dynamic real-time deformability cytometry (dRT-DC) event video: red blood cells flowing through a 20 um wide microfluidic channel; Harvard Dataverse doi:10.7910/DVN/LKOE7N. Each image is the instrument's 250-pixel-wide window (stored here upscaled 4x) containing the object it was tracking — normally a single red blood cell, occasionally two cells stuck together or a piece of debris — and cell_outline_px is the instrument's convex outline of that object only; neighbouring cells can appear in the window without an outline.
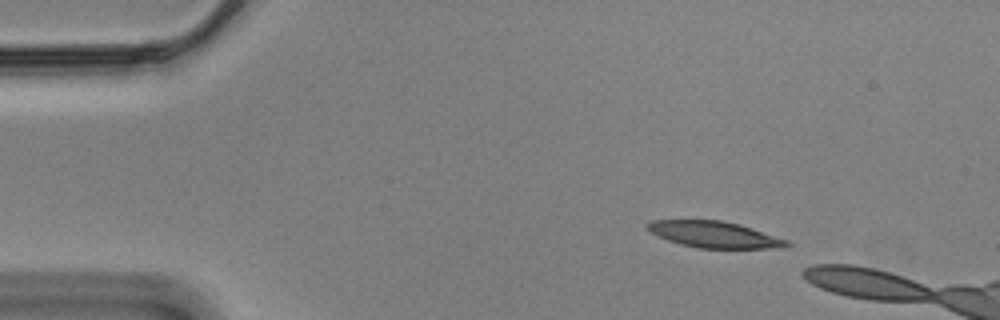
{"species": "Egyptian fruit bat (a non-hibernating species)", "species_latin": "Rousettus aegyptiacus", "temperature_condition": "cold", "stored_images_in_passage": 14, "camera_frame_rate_fps": 3000, "um_per_image_px": 0.085, "animal": {"sex": "male"}, "frame": {"image": 1, "passage_image": 7, "time_ms": 2.0, "image_size_px": [1000, 320], "cell_outline_px": [[792, 244], [768, 248], [700, 248], [680, 244], [668, 240], [652, 232], [644, 224], [652, 220], [720, 220], [740, 224], [788, 240]], "centroid_in_image_um": [60.69, 19.92], "position_along_channel_um": 24.3, "area_um2": 21.04}}